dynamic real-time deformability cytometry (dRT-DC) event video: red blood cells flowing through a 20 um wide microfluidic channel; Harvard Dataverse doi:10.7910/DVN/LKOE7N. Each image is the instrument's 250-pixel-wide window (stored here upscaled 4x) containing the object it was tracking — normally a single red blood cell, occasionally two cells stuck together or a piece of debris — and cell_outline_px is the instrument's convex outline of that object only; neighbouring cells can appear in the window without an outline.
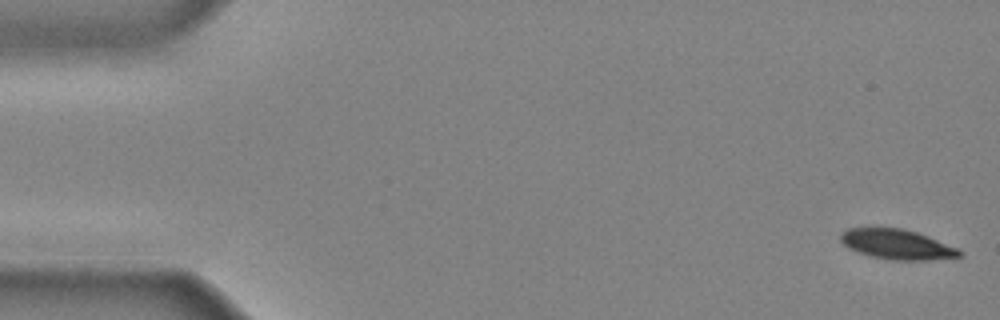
{"species": "common noctule bat (a hibernating species)", "species_latin": "Nyctalus noctula", "temperature_condition": "cold", "stored_images_in_passage": 12, "camera_frame_rate_fps": 3000, "um_per_image_px": 0.085, "animal": {"sex": "male", "body_mass_g": 20.4}, "frame": {"image": 1, "passage_image": 1, "time_ms": 0.0, "image_size_px": [1000, 320], "cell_outline_px": [[964, 252], [960, 256], [928, 260], [892, 260], [872, 256], [848, 248], [840, 240], [840, 232], [848, 228], [900, 228], [916, 232], [928, 236], [956, 248]], "centroid_in_image_um": [76.22, 20.76], "position_along_channel_um": 8.8, "area_um2": 20.46}}
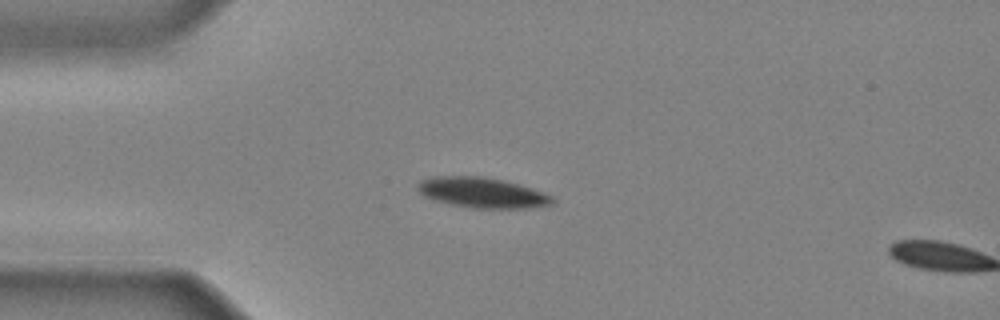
{"frame": {"image": 2, "passage_image": 11, "time_ms": 3.333, "image_size_px": [1000, 320], "cell_outline_px": [[556, 200], [552, 204], [528, 208], [472, 208], [432, 200], [424, 196], [416, 188], [416, 184], [420, 180], [432, 176], [480, 176], [504, 180], [532, 188], [552, 196]], "centroid_in_image_um": [40.95, 16.37], "position_along_channel_um": 44.0, "area_um2": 23.93}}